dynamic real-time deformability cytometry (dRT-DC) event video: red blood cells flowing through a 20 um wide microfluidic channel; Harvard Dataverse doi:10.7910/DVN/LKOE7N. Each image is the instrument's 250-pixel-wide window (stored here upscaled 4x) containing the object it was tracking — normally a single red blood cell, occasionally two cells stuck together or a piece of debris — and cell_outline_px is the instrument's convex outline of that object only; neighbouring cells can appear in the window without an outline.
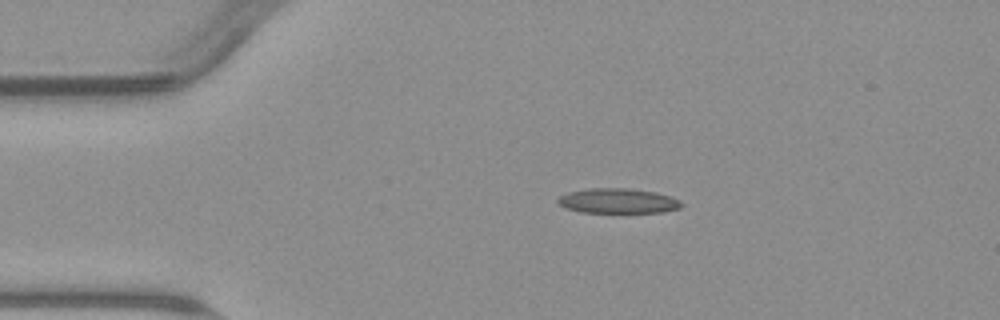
{"species": "common noctule bat (a hibernating species)", "species_latin": "Nyctalus noctula", "temperature_condition": "warm", "stored_images_in_passage": 3, "camera_frame_rate_fps": 3000, "um_per_image_px": 0.085, "animal": {"sex": "male", "body_mass_g": 23.1, "forearm_length_mm": 52.7}, "frame": {"image": 1, "passage_image": 1, "time_ms": 0.0, "image_size_px": [1000, 320], "cell_outline_px": [[684, 204], [680, 208], [664, 212], [580, 212], [564, 208], [556, 200], [560, 196], [568, 192], [592, 188], [628, 188], [656, 192], [680, 200]], "centroid_in_image_um": [52.53, 17.07], "position_along_channel_um": 32.5, "area_um2": 17.92}}
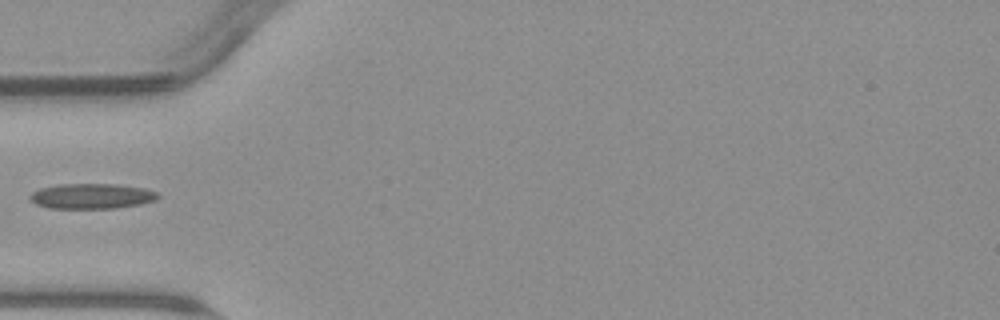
{"frame": {"image": 2, "passage_image": 3, "time_ms": 2.333, "image_size_px": [1000, 320], "cell_outline_px": [[160, 196], [156, 200], [140, 204], [116, 208], [48, 208], [36, 204], [28, 196], [32, 192], [40, 188], [60, 184], [116, 184], [144, 188], [156, 192]], "centroid_in_image_um": [7.79, 16.67], "position_along_channel_um": 77.2, "area_um2": 18.79}}